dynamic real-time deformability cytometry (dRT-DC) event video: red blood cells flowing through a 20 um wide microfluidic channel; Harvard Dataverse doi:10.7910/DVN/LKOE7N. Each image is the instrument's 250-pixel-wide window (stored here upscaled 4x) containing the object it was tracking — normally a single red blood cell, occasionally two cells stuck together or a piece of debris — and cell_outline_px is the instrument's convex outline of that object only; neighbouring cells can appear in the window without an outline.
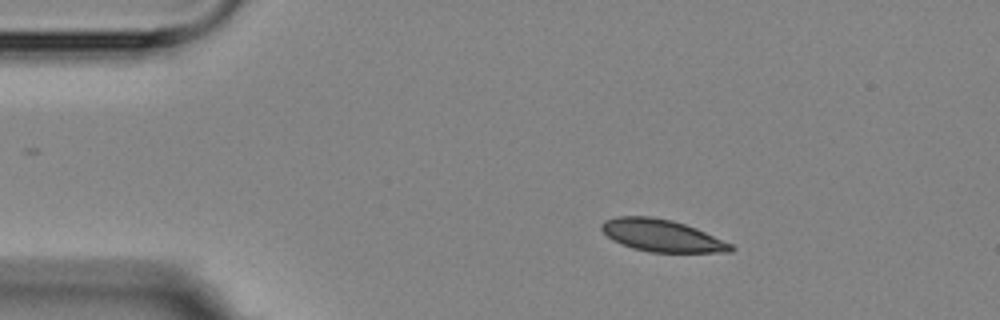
{"species": "Egyptian fruit bat (a non-hibernating species)", "species_latin": "Rousettus aegyptiacus", "temperature_condition": "room temperature", "stored_images_in_passage": 4, "camera_frame_rate_fps": 3000, "um_per_image_px": 0.085, "animal": {"sex": "female"}, "frame": {"image": 1, "passage_image": 2, "time_ms": 1.333, "image_size_px": [1000, 320], "cell_outline_px": [[736, 248], [732, 252], [648, 252], [632, 248], [612, 240], [600, 228], [600, 224], [604, 220], [616, 216], [652, 216], [672, 220], [696, 228], [732, 244]], "centroid_in_image_um": [56.24, 20.02], "position_along_channel_um": 28.8, "area_um2": 24.28}}